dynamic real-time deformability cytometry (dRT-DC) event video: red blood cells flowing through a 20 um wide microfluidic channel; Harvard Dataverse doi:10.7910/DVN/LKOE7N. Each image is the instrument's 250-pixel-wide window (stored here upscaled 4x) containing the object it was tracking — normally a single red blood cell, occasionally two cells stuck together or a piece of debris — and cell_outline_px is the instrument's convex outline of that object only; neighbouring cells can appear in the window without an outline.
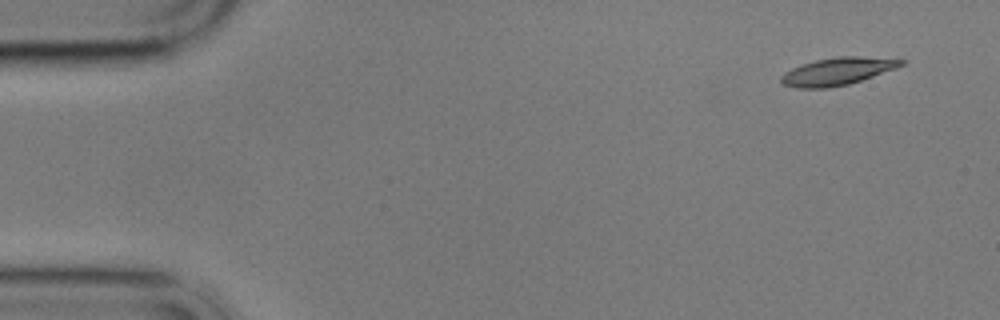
{"species": "common noctule bat (a hibernating species)", "species_latin": "Nyctalus noctula", "temperature_condition": "cold", "stored_images_in_passage": 6, "segment_of_instrument_passage": [2, 2], "camera_frame_rate_fps": 3000, "um_per_image_px": 0.085, "animal": {"sex": "male", "body_mass_g": 17.9}, "frame": {"image": 1, "passage_image": 6, "time_ms": 6.333, "image_size_px": [1000, 320], "cell_outline_px": [[908, 60], [904, 64], [896, 68], [848, 84], [828, 88], [796, 88], [784, 84], [780, 80], [780, 76], [784, 72], [792, 68], [816, 60], [840, 56], [856, 56]], "centroid_in_image_um": [71.17, 6.06], "position_along_channel_um": 13.8, "area_um2": 18.96}}